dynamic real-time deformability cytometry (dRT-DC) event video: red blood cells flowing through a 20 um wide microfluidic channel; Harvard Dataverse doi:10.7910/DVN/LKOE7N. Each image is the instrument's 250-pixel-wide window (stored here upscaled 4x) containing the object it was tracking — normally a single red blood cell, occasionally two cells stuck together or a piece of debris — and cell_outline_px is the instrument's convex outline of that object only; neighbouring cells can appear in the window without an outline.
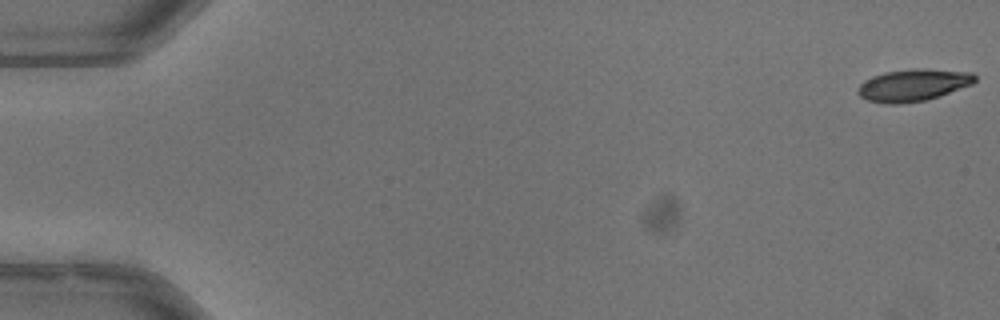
{"species": "common noctule bat (a hibernating species)", "species_latin": "Nyctalus noctula", "temperature_condition": "warm", "stored_images_in_passage": 49, "camera_frame_rate_fps": 3000, "um_per_image_px": 0.085, "animal": {"sex": "male", "body_mass_g": 13.3}, "frame": {"image": 1, "passage_image": 1, "time_ms": 0.0, "image_size_px": [1000, 320], "cell_outline_px": [[976, 80], [972, 84], [924, 100], [900, 104], [888, 104], [868, 100], [860, 96], [856, 88], [864, 80], [872, 76], [884, 72], [916, 68], [924, 68], [972, 72], [976, 76]], "centroid_in_image_um": [77.59, 7.21], "position_along_channel_um": 7.4, "area_um2": 21.73}}
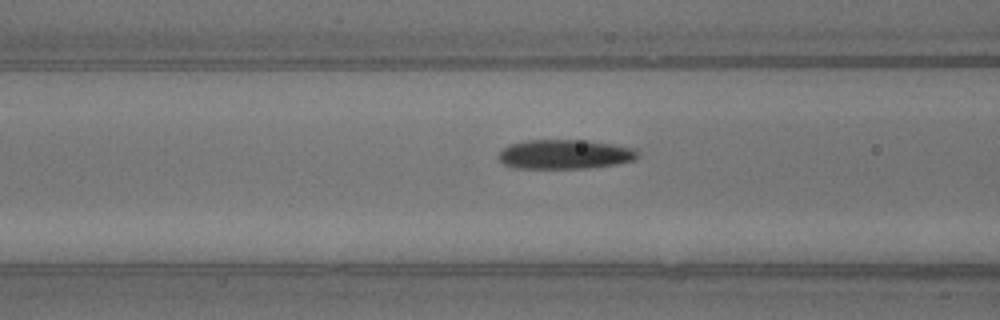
{"frame": {"image": 2, "passage_image": 22, "time_ms": 7.0, "image_size_px": [1000, 320], "cell_outline_px": [[640, 156], [632, 160], [616, 164], [588, 168], [512, 168], [504, 164], [496, 156], [508, 144], [524, 140], [588, 140], [636, 148]], "centroid_in_image_um": [47.99, 13.11], "position_along_channel_um": 118.6, "area_um2": 24.04}}
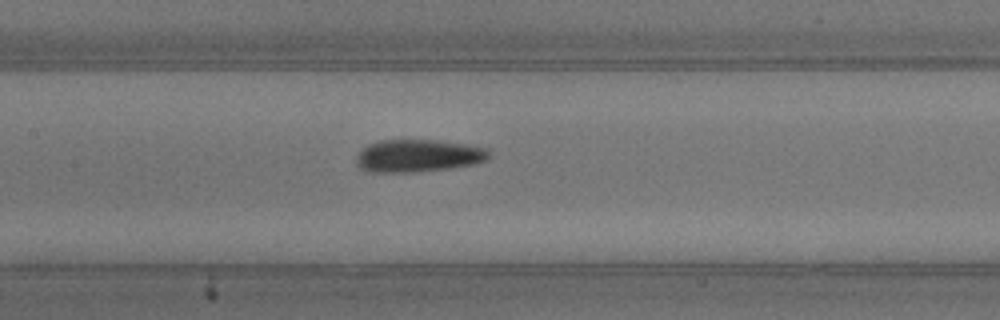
{"frame": {"image": 3, "passage_image": 26, "time_ms": 8.333, "image_size_px": [1000, 320], "cell_outline_px": [[488, 156], [484, 160], [472, 164], [448, 168], [416, 172], [368, 172], [360, 168], [356, 164], [356, 156], [368, 144], [380, 140], [436, 140], [468, 144], [488, 148]], "centroid_in_image_um": [35.5, 13.23], "position_along_channel_um": 171.9, "area_um2": 25.09}, "authors_computed_cell_mechanics": {"area_um2": 23.409, "velocity_mm_per_s": 3.9718, "shape_relaxation_time_tau1_ms": 5.8882, "shape_relaxation_time_tau2_ms": 2.6145, "deformation_change_tau1": 0.1798, "deformation_change_tau2": 0.0745}}